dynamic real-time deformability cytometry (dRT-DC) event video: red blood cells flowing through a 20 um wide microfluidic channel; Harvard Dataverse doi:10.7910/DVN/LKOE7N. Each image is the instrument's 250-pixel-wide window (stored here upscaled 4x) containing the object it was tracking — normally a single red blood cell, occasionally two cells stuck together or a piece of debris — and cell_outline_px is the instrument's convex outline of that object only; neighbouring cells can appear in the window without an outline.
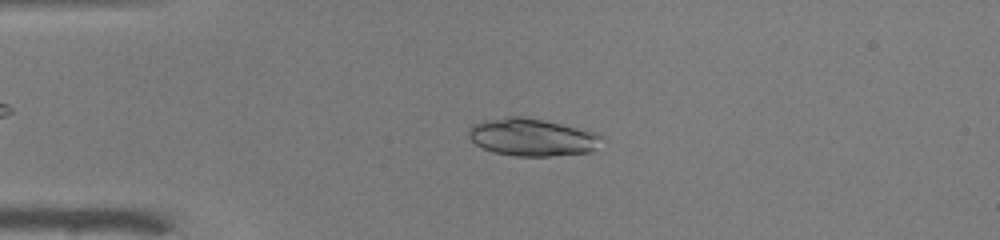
{"species": "common noctule bat (a hibernating species)", "species_latin": "Nyctalus noctula", "temperature_condition": "warm", "stored_images_in_passage": 50, "camera_frame_rate_fps": 3000, "um_per_image_px": 0.085, "animal": {"sex": "male", "body_mass_g": 19.0, "forearm_length_mm": 50.8}, "frame": {"image": 1, "passage_image": 11, "time_ms": 3.333, "image_size_px": [1000, 240], "cell_outline_px": [[604, 136], [592, 152], [548, 156], [512, 156], [492, 152], [476, 144], [468, 136], [468, 128], [472, 124], [484, 120], [508, 116], [520, 116], [544, 120], [596, 132]], "centroid_in_image_um": [45.21, 11.66], "position_along_channel_um": 39.8, "area_um2": 29.19}}
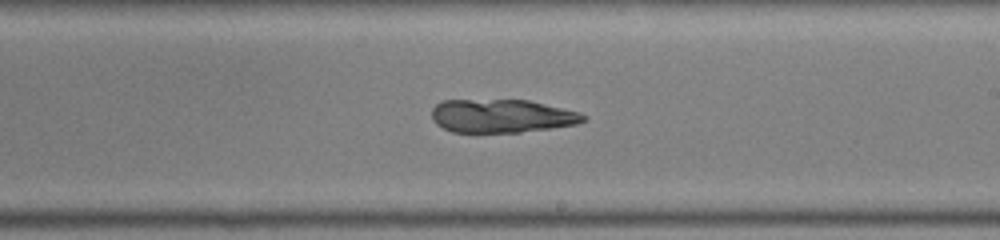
{"frame": {"image": 2, "passage_image": 29, "time_ms": 9.333, "image_size_px": [1000, 240], "cell_outline_px": [[588, 120], [576, 124], [520, 132], [452, 132], [436, 124], [432, 120], [432, 108], [440, 100], [528, 100], [580, 112], [588, 116]], "centroid_in_image_um": [42.64, 9.85], "position_along_channel_um": 246.4, "area_um2": 29.54}}
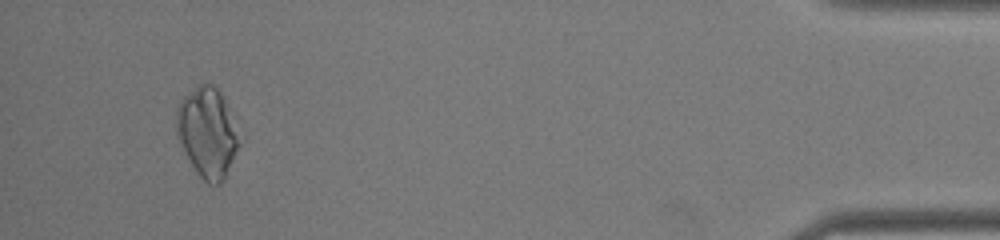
{"frame": {"image": 3, "passage_image": 47, "time_ms": 15.333, "image_size_px": [1000, 240], "cell_outline_px": [[244, 136], [220, 184], [208, 184], [196, 172], [176, 136], [176, 112], [180, 100], [184, 96], [200, 84], [212, 84], [220, 92], [244, 132]], "centroid_in_image_um": [17.68, 11.23], "position_along_channel_um": 417.5, "area_um2": 33.29}}